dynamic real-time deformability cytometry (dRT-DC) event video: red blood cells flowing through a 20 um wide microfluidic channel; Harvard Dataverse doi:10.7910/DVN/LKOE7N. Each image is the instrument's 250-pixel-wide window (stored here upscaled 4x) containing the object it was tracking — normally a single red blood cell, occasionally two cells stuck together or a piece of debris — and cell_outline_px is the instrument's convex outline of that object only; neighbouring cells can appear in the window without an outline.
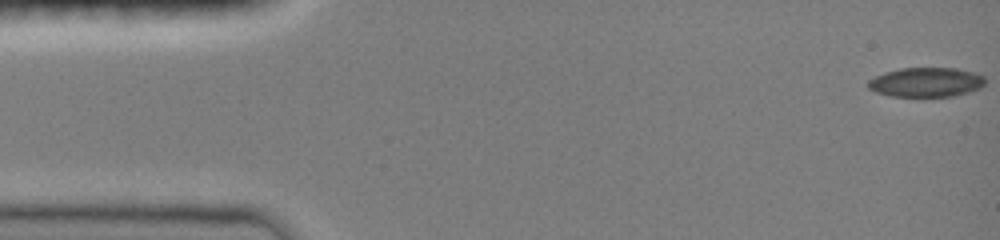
{"species": "common noctule bat (a hibernating species)", "species_latin": "Nyctalus noctula", "temperature_condition": "room temperature", "stored_images_in_passage": 74, "camera_frame_rate_fps": 3000, "um_per_image_px": 0.085, "animal": {"sex": "female", "body_mass_g": 19.0, "forearm_length_mm": 51.5}, "frame": {"image": 1, "passage_image": 1, "time_ms": 0.0, "image_size_px": [1000, 240], "cell_outline_px": [[984, 84], [980, 88], [968, 92], [952, 96], [892, 96], [876, 92], [868, 88], [868, 80], [884, 72], [900, 68], [956, 68], [972, 72], [984, 76]], "centroid_in_image_um": [78.7, 6.98], "position_along_channel_um": 6.3, "area_um2": 19.94}}
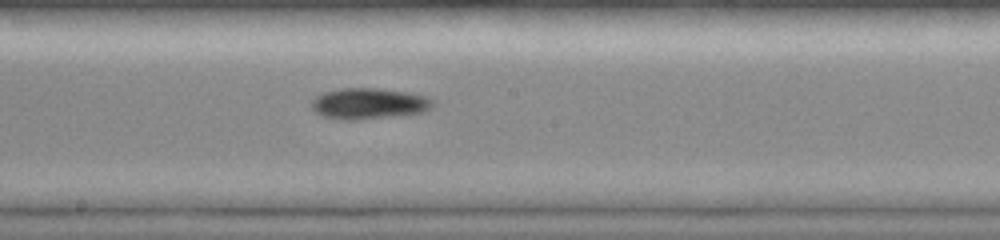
{"frame": {"image": 2, "passage_image": 40, "time_ms": 8.333, "image_size_px": [1000, 240], "cell_outline_px": [[436, 104], [432, 108], [424, 112], [356, 120], [340, 120], [320, 116], [312, 108], [312, 100], [316, 96], [324, 92], [340, 88], [376, 88], [412, 92], [428, 96], [436, 100]], "centroid_in_image_um": [31.4, 8.79], "position_along_channel_um": 216.8, "area_um2": 22.31}}
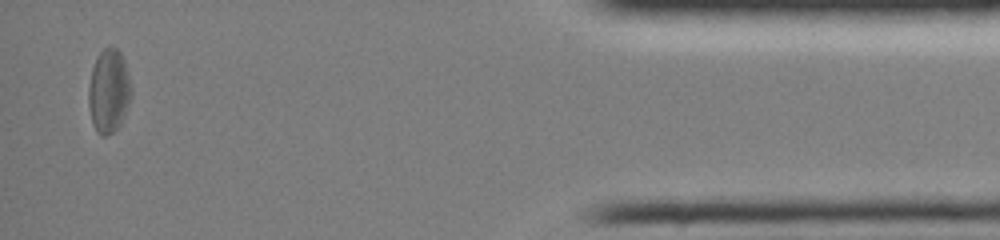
{"frame": {"image": 3, "passage_image": 71, "time_ms": 15.0, "image_size_px": [1000, 240], "cell_outline_px": [[132, 96], [120, 124], [112, 132], [104, 136], [100, 136], [96, 132], [92, 124], [88, 104], [88, 88], [92, 68], [96, 56], [104, 48], [116, 48], [120, 52], [124, 60], [128, 72], [132, 88]], "centroid_in_image_um": [9.24, 7.75], "position_along_channel_um": 426.0, "area_um2": 20.98}, "authors_computed_cell_mechanics": {"area_um2": 20.519, "velocity_mm_per_s": 4.0509, "shape_relaxation_time_tau1_ms": 2.2077, "shape_relaxation_time_tau2_ms": null, "deformation_change_tau1": 0.0743, "deformation_change_tau2": null}}